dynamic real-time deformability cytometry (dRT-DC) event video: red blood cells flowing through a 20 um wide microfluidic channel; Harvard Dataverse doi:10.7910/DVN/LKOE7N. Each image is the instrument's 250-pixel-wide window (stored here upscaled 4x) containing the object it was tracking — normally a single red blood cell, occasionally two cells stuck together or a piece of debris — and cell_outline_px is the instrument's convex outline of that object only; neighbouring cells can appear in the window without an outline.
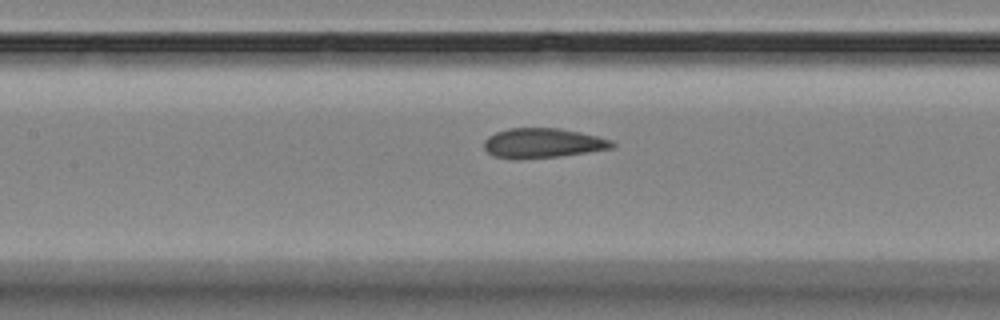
{"species": "Egyptian fruit bat (a non-hibernating species)", "species_latin": "Rousettus aegyptiacus", "temperature_condition": "room temperature", "stored_images_in_passage": 9, "segment_of_instrument_passage": [2, 2], "camera_frame_rate_fps": 3000, "um_per_image_px": 0.085, "animal": {"sex": "female"}, "frame": {"image": 1, "passage_image": 9, "time_ms": 9.667, "image_size_px": [1000, 320], "cell_outline_px": [[616, 144], [612, 148], [588, 152], [560, 156], [516, 160], [492, 156], [484, 148], [484, 140], [488, 136], [496, 132], [508, 128], [560, 128], [580, 132], [612, 140]], "centroid_in_image_um": [46.1, 12.17], "position_along_channel_um": 161.3, "area_um2": 22.37}}